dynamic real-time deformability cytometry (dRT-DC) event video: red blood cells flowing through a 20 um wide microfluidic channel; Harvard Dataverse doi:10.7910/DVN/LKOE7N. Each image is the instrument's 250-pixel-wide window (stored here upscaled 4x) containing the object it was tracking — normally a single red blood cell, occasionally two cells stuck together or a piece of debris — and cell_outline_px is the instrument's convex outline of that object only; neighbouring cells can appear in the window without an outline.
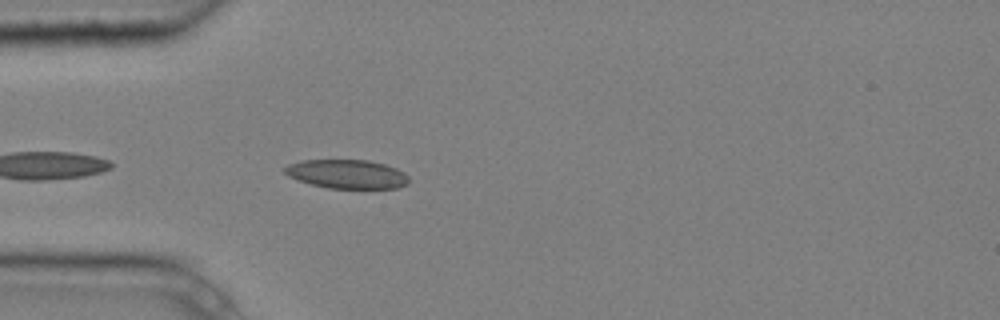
{"species": "common noctule bat (a hibernating species)", "species_latin": "Nyctalus noctula", "temperature_condition": "cold", "stored_images_in_passage": 3, "camera_frame_rate_fps": 3000, "um_per_image_px": 0.085, "animal": {"sex": "male", "body_mass_g": 20.4}, "frame": {"image": 1, "passage_image": 3, "time_ms": 0.667, "image_size_px": [1000, 320], "cell_outline_px": [[408, 184], [396, 188], [328, 188], [312, 184], [288, 176], [284, 172], [284, 168], [288, 164], [304, 160], [368, 160], [384, 164], [396, 168], [404, 172], [408, 176]], "centroid_in_image_um": [29.51, 14.79], "position_along_channel_um": 55.5, "area_um2": 20.75}}